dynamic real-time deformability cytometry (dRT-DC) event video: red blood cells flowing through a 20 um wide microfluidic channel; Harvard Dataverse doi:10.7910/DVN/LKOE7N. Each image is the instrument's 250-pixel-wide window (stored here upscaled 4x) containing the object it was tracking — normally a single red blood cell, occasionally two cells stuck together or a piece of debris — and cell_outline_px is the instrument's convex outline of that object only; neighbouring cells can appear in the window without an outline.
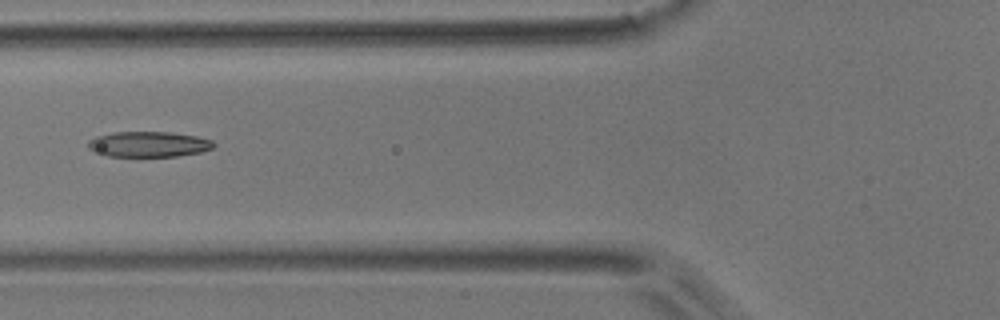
{"species": "common noctule bat (a hibernating species)", "species_latin": "Nyctalus noctula", "temperature_condition": "room temperature", "stored_images_in_passage": 9, "camera_frame_rate_fps": 3000, "um_per_image_px": 0.085, "animal": {"sex": "male", "body_mass_g": 17.9}, "frame": {"image": 1, "passage_image": 4, "time_ms": 3.667, "image_size_px": [1000, 320], "cell_outline_px": [[216, 144], [212, 148], [200, 152], [176, 156], [108, 156], [92, 152], [88, 148], [88, 140], [96, 136], [112, 132], [172, 132], [196, 136], [212, 140]], "centroid_in_image_um": [12.6, 12.25], "position_along_channel_um": 113.2, "area_um2": 18.73}}
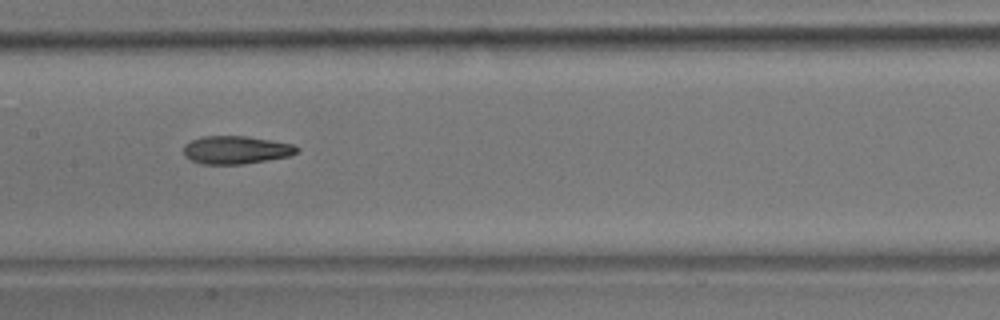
{"frame": {"image": 2, "passage_image": 6, "time_ms": 5.667, "image_size_px": [1000, 320], "cell_outline_px": [[300, 148], [296, 152], [288, 156], [268, 160], [244, 164], [200, 164], [184, 156], [184, 144], [192, 140], [204, 136], [248, 136], [272, 140], [292, 144]], "centroid_in_image_um": [20.05, 12.74], "position_along_channel_um": 187.4, "area_um2": 18.5}}
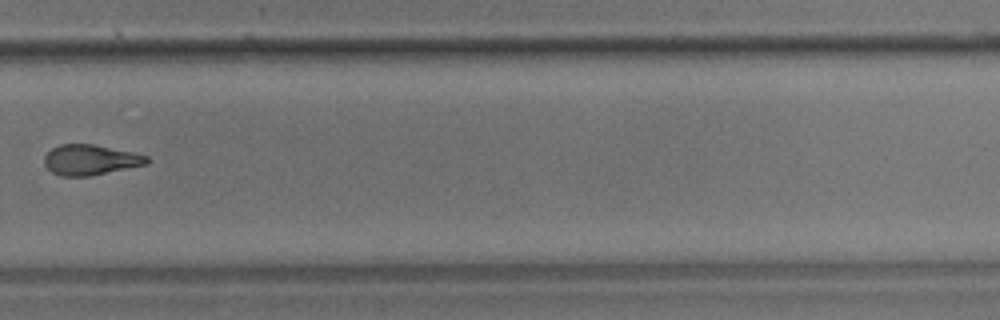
{"frame": {"image": 3, "passage_image": 9, "time_ms": 9.333, "image_size_px": [1000, 320], "cell_outline_px": [[148, 164], [88, 176], [60, 176], [52, 172], [44, 164], [44, 156], [52, 148], [60, 144], [92, 144], [132, 152], [148, 156]], "centroid_in_image_um": [7.66, 13.59], "position_along_channel_um": 322.1, "area_um2": 17.98}}